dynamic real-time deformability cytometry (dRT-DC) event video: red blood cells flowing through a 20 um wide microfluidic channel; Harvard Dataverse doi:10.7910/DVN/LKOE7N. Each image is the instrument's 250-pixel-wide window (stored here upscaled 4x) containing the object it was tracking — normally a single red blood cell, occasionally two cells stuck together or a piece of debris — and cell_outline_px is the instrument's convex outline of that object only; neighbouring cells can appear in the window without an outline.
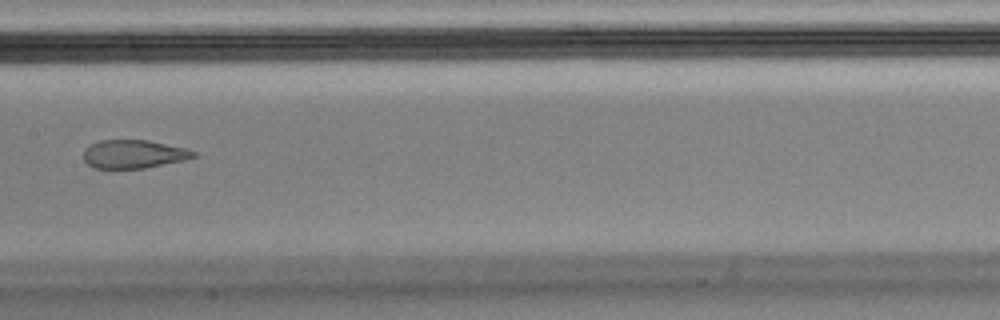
{"species": "Egyptian fruit bat (a non-hibernating species)", "species_latin": "Rousettus aegyptiacus", "temperature_condition": "cold", "stored_images_in_passage": 7, "camera_frame_rate_fps": 3000, "um_per_image_px": 0.085, "animal": {"sex": "male"}, "frame": {"image": 1, "passage_image": 7, "time_ms": 2.0, "image_size_px": [1000, 320], "cell_outline_px": [[196, 156], [184, 160], [144, 168], [96, 168], [88, 164], [84, 160], [84, 148], [100, 140], [148, 140], [184, 148], [196, 152]], "centroid_in_image_um": [11.34, 13.09], "position_along_channel_um": 196.1, "area_um2": 17.98}}